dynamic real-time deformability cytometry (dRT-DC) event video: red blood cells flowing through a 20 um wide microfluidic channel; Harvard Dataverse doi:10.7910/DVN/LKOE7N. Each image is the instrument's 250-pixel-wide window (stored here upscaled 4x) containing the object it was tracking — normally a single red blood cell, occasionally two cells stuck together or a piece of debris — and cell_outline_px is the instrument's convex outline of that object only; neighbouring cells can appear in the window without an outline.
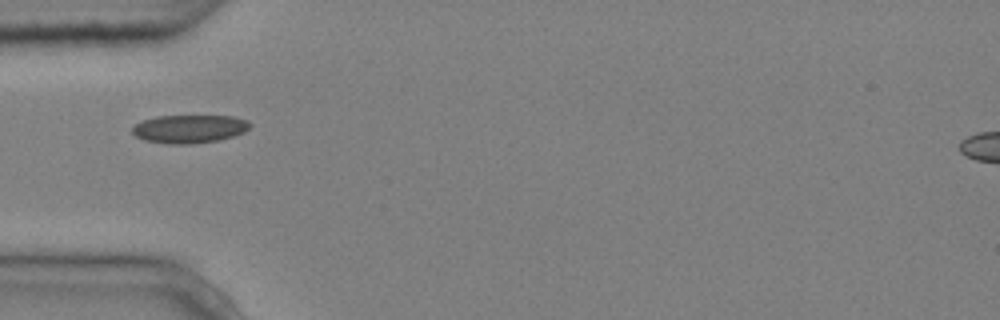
{"species": "common noctule bat (a hibernating species)", "species_latin": "Nyctalus noctula", "temperature_condition": "cold", "stored_images_in_passage": 2, "camera_frame_rate_fps": 3000, "um_per_image_px": 0.085, "animal": {"sex": "male", "body_mass_g": 20.4}, "frame": {"image": 1, "passage_image": 1, "time_ms": 0.0, "image_size_px": [1000, 320], "cell_outline_px": [[252, 124], [244, 132], [232, 136], [216, 140], [192, 144], [168, 144], [144, 140], [136, 136], [132, 132], [132, 128], [136, 124], [144, 120], [156, 116], [232, 116], [248, 120]], "centroid_in_image_um": [16.09, 10.95], "position_along_channel_um": 68.9, "area_um2": 19.25}}